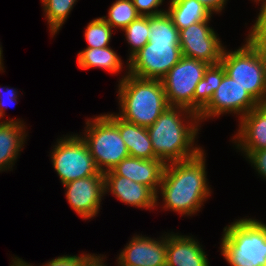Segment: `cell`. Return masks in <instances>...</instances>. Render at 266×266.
Segmentation results:
<instances>
[{
  "label": "cell",
  "instance_id": "e0dca14e",
  "mask_svg": "<svg viewBox=\"0 0 266 266\" xmlns=\"http://www.w3.org/2000/svg\"><path fill=\"white\" fill-rule=\"evenodd\" d=\"M171 233H167L166 266H209L207 254L197 239Z\"/></svg>",
  "mask_w": 266,
  "mask_h": 266
},
{
  "label": "cell",
  "instance_id": "2e32d148",
  "mask_svg": "<svg viewBox=\"0 0 266 266\" xmlns=\"http://www.w3.org/2000/svg\"><path fill=\"white\" fill-rule=\"evenodd\" d=\"M105 193H112L119 201L150 210L156 206V193L148 186L119 175H104Z\"/></svg>",
  "mask_w": 266,
  "mask_h": 266
},
{
  "label": "cell",
  "instance_id": "277c9868",
  "mask_svg": "<svg viewBox=\"0 0 266 266\" xmlns=\"http://www.w3.org/2000/svg\"><path fill=\"white\" fill-rule=\"evenodd\" d=\"M221 255L230 266H266V224L241 218L224 227Z\"/></svg>",
  "mask_w": 266,
  "mask_h": 266
},
{
  "label": "cell",
  "instance_id": "9c48e42d",
  "mask_svg": "<svg viewBox=\"0 0 266 266\" xmlns=\"http://www.w3.org/2000/svg\"><path fill=\"white\" fill-rule=\"evenodd\" d=\"M182 57L180 42H148L126 62L128 73L161 80Z\"/></svg>",
  "mask_w": 266,
  "mask_h": 266
},
{
  "label": "cell",
  "instance_id": "74e56055",
  "mask_svg": "<svg viewBox=\"0 0 266 266\" xmlns=\"http://www.w3.org/2000/svg\"><path fill=\"white\" fill-rule=\"evenodd\" d=\"M117 266H130V265H126V264H123L118 258H117Z\"/></svg>",
  "mask_w": 266,
  "mask_h": 266
},
{
  "label": "cell",
  "instance_id": "7c38bea8",
  "mask_svg": "<svg viewBox=\"0 0 266 266\" xmlns=\"http://www.w3.org/2000/svg\"><path fill=\"white\" fill-rule=\"evenodd\" d=\"M70 207L83 219L97 216L105 193L104 175H92L63 185Z\"/></svg>",
  "mask_w": 266,
  "mask_h": 266
},
{
  "label": "cell",
  "instance_id": "3957f363",
  "mask_svg": "<svg viewBox=\"0 0 266 266\" xmlns=\"http://www.w3.org/2000/svg\"><path fill=\"white\" fill-rule=\"evenodd\" d=\"M118 84L117 115L127 122L148 128L169 106L161 80L134 77L126 70Z\"/></svg>",
  "mask_w": 266,
  "mask_h": 266
},
{
  "label": "cell",
  "instance_id": "ac0fdd59",
  "mask_svg": "<svg viewBox=\"0 0 266 266\" xmlns=\"http://www.w3.org/2000/svg\"><path fill=\"white\" fill-rule=\"evenodd\" d=\"M26 126L20 119L0 122V172L12 170L25 143Z\"/></svg>",
  "mask_w": 266,
  "mask_h": 266
},
{
  "label": "cell",
  "instance_id": "8fae6325",
  "mask_svg": "<svg viewBox=\"0 0 266 266\" xmlns=\"http://www.w3.org/2000/svg\"><path fill=\"white\" fill-rule=\"evenodd\" d=\"M208 23L210 22H196L179 30L180 47L182 56L215 65L220 63L225 46Z\"/></svg>",
  "mask_w": 266,
  "mask_h": 266
},
{
  "label": "cell",
  "instance_id": "8992f818",
  "mask_svg": "<svg viewBox=\"0 0 266 266\" xmlns=\"http://www.w3.org/2000/svg\"><path fill=\"white\" fill-rule=\"evenodd\" d=\"M84 139L98 170H112L122 159L130 156L119 128L105 115L87 119Z\"/></svg>",
  "mask_w": 266,
  "mask_h": 266
},
{
  "label": "cell",
  "instance_id": "603a6c76",
  "mask_svg": "<svg viewBox=\"0 0 266 266\" xmlns=\"http://www.w3.org/2000/svg\"><path fill=\"white\" fill-rule=\"evenodd\" d=\"M77 0H41L52 37L62 28Z\"/></svg>",
  "mask_w": 266,
  "mask_h": 266
},
{
  "label": "cell",
  "instance_id": "5b68a950",
  "mask_svg": "<svg viewBox=\"0 0 266 266\" xmlns=\"http://www.w3.org/2000/svg\"><path fill=\"white\" fill-rule=\"evenodd\" d=\"M234 51L224 48L220 63L226 74L259 103L266 102V64L259 49L246 37Z\"/></svg>",
  "mask_w": 266,
  "mask_h": 266
},
{
  "label": "cell",
  "instance_id": "6da1fadb",
  "mask_svg": "<svg viewBox=\"0 0 266 266\" xmlns=\"http://www.w3.org/2000/svg\"><path fill=\"white\" fill-rule=\"evenodd\" d=\"M204 153L202 150L193 158L166 164L156 194V206L160 192L164 210L169 209L183 216H192L200 210L212 192L207 183Z\"/></svg>",
  "mask_w": 266,
  "mask_h": 266
},
{
  "label": "cell",
  "instance_id": "484cf974",
  "mask_svg": "<svg viewBox=\"0 0 266 266\" xmlns=\"http://www.w3.org/2000/svg\"><path fill=\"white\" fill-rule=\"evenodd\" d=\"M130 45L128 60L149 42V16H139L122 30Z\"/></svg>",
  "mask_w": 266,
  "mask_h": 266
},
{
  "label": "cell",
  "instance_id": "ba28073f",
  "mask_svg": "<svg viewBox=\"0 0 266 266\" xmlns=\"http://www.w3.org/2000/svg\"><path fill=\"white\" fill-rule=\"evenodd\" d=\"M208 66L204 61L182 56L161 79L168 105L193 112V95Z\"/></svg>",
  "mask_w": 266,
  "mask_h": 266
},
{
  "label": "cell",
  "instance_id": "cb8c5ba5",
  "mask_svg": "<svg viewBox=\"0 0 266 266\" xmlns=\"http://www.w3.org/2000/svg\"><path fill=\"white\" fill-rule=\"evenodd\" d=\"M149 42H180L179 30L167 12L149 16Z\"/></svg>",
  "mask_w": 266,
  "mask_h": 266
},
{
  "label": "cell",
  "instance_id": "d6986e66",
  "mask_svg": "<svg viewBox=\"0 0 266 266\" xmlns=\"http://www.w3.org/2000/svg\"><path fill=\"white\" fill-rule=\"evenodd\" d=\"M118 128L130 156L141 159H158L146 127H142L120 118L115 113L105 114Z\"/></svg>",
  "mask_w": 266,
  "mask_h": 266
},
{
  "label": "cell",
  "instance_id": "1f68e13d",
  "mask_svg": "<svg viewBox=\"0 0 266 266\" xmlns=\"http://www.w3.org/2000/svg\"><path fill=\"white\" fill-rule=\"evenodd\" d=\"M4 93V94H3ZM18 91L12 88L0 87V120L4 118L5 107L15 103L18 99ZM12 103V104H11Z\"/></svg>",
  "mask_w": 266,
  "mask_h": 266
},
{
  "label": "cell",
  "instance_id": "f1b7e54d",
  "mask_svg": "<svg viewBox=\"0 0 266 266\" xmlns=\"http://www.w3.org/2000/svg\"><path fill=\"white\" fill-rule=\"evenodd\" d=\"M164 0H132L133 5L136 7L137 12L141 16H152L166 12L165 9H158L163 5Z\"/></svg>",
  "mask_w": 266,
  "mask_h": 266
},
{
  "label": "cell",
  "instance_id": "d590c367",
  "mask_svg": "<svg viewBox=\"0 0 266 266\" xmlns=\"http://www.w3.org/2000/svg\"><path fill=\"white\" fill-rule=\"evenodd\" d=\"M254 2L258 3L261 2V8L258 16H265L266 17V0H255Z\"/></svg>",
  "mask_w": 266,
  "mask_h": 266
},
{
  "label": "cell",
  "instance_id": "44dd1931",
  "mask_svg": "<svg viewBox=\"0 0 266 266\" xmlns=\"http://www.w3.org/2000/svg\"><path fill=\"white\" fill-rule=\"evenodd\" d=\"M77 65L83 70L101 68L111 74H116L124 68L121 58L110 46L86 48L78 52Z\"/></svg>",
  "mask_w": 266,
  "mask_h": 266
},
{
  "label": "cell",
  "instance_id": "4316f807",
  "mask_svg": "<svg viewBox=\"0 0 266 266\" xmlns=\"http://www.w3.org/2000/svg\"><path fill=\"white\" fill-rule=\"evenodd\" d=\"M113 28L101 17L90 21L85 29V39L88 46L86 48H104L109 46Z\"/></svg>",
  "mask_w": 266,
  "mask_h": 266
},
{
  "label": "cell",
  "instance_id": "4dcf8cb0",
  "mask_svg": "<svg viewBox=\"0 0 266 266\" xmlns=\"http://www.w3.org/2000/svg\"><path fill=\"white\" fill-rule=\"evenodd\" d=\"M246 160L251 162L258 175L266 179V148L251 152Z\"/></svg>",
  "mask_w": 266,
  "mask_h": 266
},
{
  "label": "cell",
  "instance_id": "7a4b0ae2",
  "mask_svg": "<svg viewBox=\"0 0 266 266\" xmlns=\"http://www.w3.org/2000/svg\"><path fill=\"white\" fill-rule=\"evenodd\" d=\"M199 124L196 113L184 107L168 106L147 128L155 156L165 164L197 156L203 150L195 143Z\"/></svg>",
  "mask_w": 266,
  "mask_h": 266
},
{
  "label": "cell",
  "instance_id": "83f0119b",
  "mask_svg": "<svg viewBox=\"0 0 266 266\" xmlns=\"http://www.w3.org/2000/svg\"><path fill=\"white\" fill-rule=\"evenodd\" d=\"M259 49L264 61H266V17L257 16L255 24L251 27L247 36Z\"/></svg>",
  "mask_w": 266,
  "mask_h": 266
},
{
  "label": "cell",
  "instance_id": "d4e9b609",
  "mask_svg": "<svg viewBox=\"0 0 266 266\" xmlns=\"http://www.w3.org/2000/svg\"><path fill=\"white\" fill-rule=\"evenodd\" d=\"M141 16L132 0H116L108 10V16L101 17L112 28L123 30L131 22Z\"/></svg>",
  "mask_w": 266,
  "mask_h": 266
},
{
  "label": "cell",
  "instance_id": "4fadbf2b",
  "mask_svg": "<svg viewBox=\"0 0 266 266\" xmlns=\"http://www.w3.org/2000/svg\"><path fill=\"white\" fill-rule=\"evenodd\" d=\"M158 239L136 234L117 258L130 266H166L167 233Z\"/></svg>",
  "mask_w": 266,
  "mask_h": 266
},
{
  "label": "cell",
  "instance_id": "7402d4cb",
  "mask_svg": "<svg viewBox=\"0 0 266 266\" xmlns=\"http://www.w3.org/2000/svg\"><path fill=\"white\" fill-rule=\"evenodd\" d=\"M225 69L221 63L209 65L204 72L203 78L196 86L193 95V112L197 115L210 102L214 91L220 85Z\"/></svg>",
  "mask_w": 266,
  "mask_h": 266
},
{
  "label": "cell",
  "instance_id": "d6a6232c",
  "mask_svg": "<svg viewBox=\"0 0 266 266\" xmlns=\"http://www.w3.org/2000/svg\"><path fill=\"white\" fill-rule=\"evenodd\" d=\"M203 6H205L209 12L213 15V13H220L225 8V5L228 0H197Z\"/></svg>",
  "mask_w": 266,
  "mask_h": 266
},
{
  "label": "cell",
  "instance_id": "9a60e30c",
  "mask_svg": "<svg viewBox=\"0 0 266 266\" xmlns=\"http://www.w3.org/2000/svg\"><path fill=\"white\" fill-rule=\"evenodd\" d=\"M166 164L159 159H141L128 156L104 175H119L150 187L156 194L162 182Z\"/></svg>",
  "mask_w": 266,
  "mask_h": 266
},
{
  "label": "cell",
  "instance_id": "8d00e7d4",
  "mask_svg": "<svg viewBox=\"0 0 266 266\" xmlns=\"http://www.w3.org/2000/svg\"><path fill=\"white\" fill-rule=\"evenodd\" d=\"M1 45V44H0ZM3 50H2V46H0V71H2L4 69V66H3Z\"/></svg>",
  "mask_w": 266,
  "mask_h": 266
},
{
  "label": "cell",
  "instance_id": "f546056e",
  "mask_svg": "<svg viewBox=\"0 0 266 266\" xmlns=\"http://www.w3.org/2000/svg\"><path fill=\"white\" fill-rule=\"evenodd\" d=\"M91 254H82L80 256L78 255H63L58 256L44 265L40 266H83L84 261L90 256Z\"/></svg>",
  "mask_w": 266,
  "mask_h": 266
},
{
  "label": "cell",
  "instance_id": "30bf717a",
  "mask_svg": "<svg viewBox=\"0 0 266 266\" xmlns=\"http://www.w3.org/2000/svg\"><path fill=\"white\" fill-rule=\"evenodd\" d=\"M260 104L226 73L210 102L198 114L200 122L222 114H236L241 119Z\"/></svg>",
  "mask_w": 266,
  "mask_h": 266
},
{
  "label": "cell",
  "instance_id": "5bb4252c",
  "mask_svg": "<svg viewBox=\"0 0 266 266\" xmlns=\"http://www.w3.org/2000/svg\"><path fill=\"white\" fill-rule=\"evenodd\" d=\"M239 129L232 138L236 149L245 157L251 152L266 148V102L239 119Z\"/></svg>",
  "mask_w": 266,
  "mask_h": 266
},
{
  "label": "cell",
  "instance_id": "836d02e7",
  "mask_svg": "<svg viewBox=\"0 0 266 266\" xmlns=\"http://www.w3.org/2000/svg\"><path fill=\"white\" fill-rule=\"evenodd\" d=\"M91 254L83 263V266H107L104 264V255Z\"/></svg>",
  "mask_w": 266,
  "mask_h": 266
},
{
  "label": "cell",
  "instance_id": "e575fe53",
  "mask_svg": "<svg viewBox=\"0 0 266 266\" xmlns=\"http://www.w3.org/2000/svg\"><path fill=\"white\" fill-rule=\"evenodd\" d=\"M11 263L9 266H33L17 256L13 258Z\"/></svg>",
  "mask_w": 266,
  "mask_h": 266
},
{
  "label": "cell",
  "instance_id": "52a82bcc",
  "mask_svg": "<svg viewBox=\"0 0 266 266\" xmlns=\"http://www.w3.org/2000/svg\"><path fill=\"white\" fill-rule=\"evenodd\" d=\"M81 135L75 133L60 137L51 150L53 168L63 185L92 175H104L96 167L88 145Z\"/></svg>",
  "mask_w": 266,
  "mask_h": 266
},
{
  "label": "cell",
  "instance_id": "ffe728a7",
  "mask_svg": "<svg viewBox=\"0 0 266 266\" xmlns=\"http://www.w3.org/2000/svg\"><path fill=\"white\" fill-rule=\"evenodd\" d=\"M166 11L178 30L188 28L191 24L210 21L212 14L197 0H170Z\"/></svg>",
  "mask_w": 266,
  "mask_h": 266
}]
</instances>
